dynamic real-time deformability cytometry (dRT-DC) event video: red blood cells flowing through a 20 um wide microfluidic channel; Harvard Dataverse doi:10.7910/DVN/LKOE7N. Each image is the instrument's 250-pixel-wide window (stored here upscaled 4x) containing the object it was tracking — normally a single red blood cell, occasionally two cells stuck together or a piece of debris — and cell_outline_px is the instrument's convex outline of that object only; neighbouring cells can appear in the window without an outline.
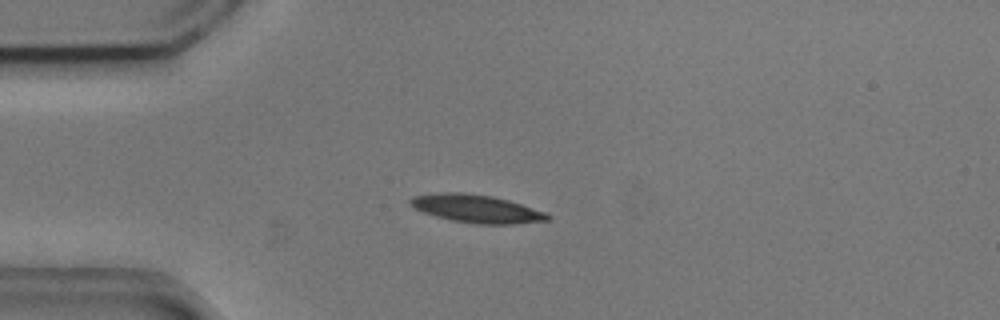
{"species": "common noctule bat (a hibernating species)", "species_latin": "Nyctalus noctula", "temperature_condition": "cold", "stored_images_in_passage": 42, "camera_frame_rate_fps": 3000, "um_per_image_px": 0.085, "animal": {"sex": "male", "body_mass_g": 20.5, "forearm_length_mm": 52.5}, "frame": {"image": 1, "passage_image": 1, "time_ms": 0.0, "image_size_px": [1000, 320], "cell_outline_px": [[552, 216], [548, 220], [516, 224], [476, 224], [452, 220], [436, 216], [424, 212], [408, 204], [408, 200], [412, 196], [440, 192], [460, 192], [492, 196], [508, 200], [544, 212]], "centroid_in_image_um": [40.47, 17.74], "position_along_channel_um": 44.5, "area_um2": 22.25}}
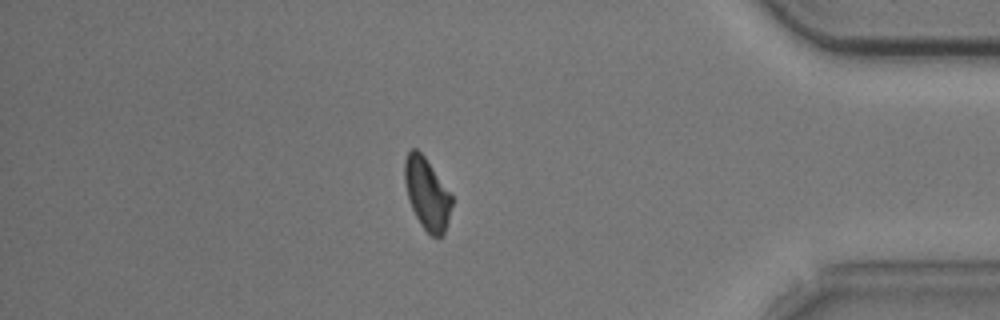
{"frame": {"image": 2, "passage_image": 34, "time_ms": 11.0, "image_size_px": [1000, 320], "cell_outline_px": [[452, 204], [448, 220], [444, 232], [440, 236], [432, 236], [424, 228], [416, 216], [412, 208], [408, 196], [404, 180], [404, 160], [408, 152], [412, 148], [416, 148], [424, 156], [452, 196]], "centroid_in_image_um": [36.27, 16.44], "position_along_channel_um": 398.9, "area_um2": 19.19}}
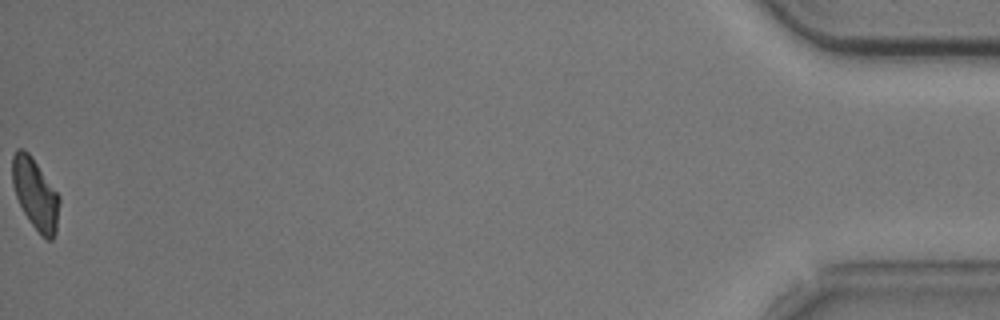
{"frame": {"image": 3, "passage_image": 42, "time_ms": 13.667, "image_size_px": [1000, 320], "cell_outline_px": [[60, 204], [56, 232], [52, 240], [48, 240], [40, 236], [24, 212], [16, 196], [12, 184], [12, 156], [16, 148], [24, 148], [28, 152], [60, 196]], "centroid_in_image_um": [3.01, 16.49], "position_along_channel_um": 432.2, "area_um2": 19.48}, "authors_computed_cell_mechanics": {"area_um2": 21.3571, "velocity_mm_per_s": 3.7058, "shape_relaxation_time_tau1_ms": 3.4172, "shape_relaxation_time_tau2_ms": null, "deformation_change_tau1": 0.1223, "deformation_change_tau2": null}}